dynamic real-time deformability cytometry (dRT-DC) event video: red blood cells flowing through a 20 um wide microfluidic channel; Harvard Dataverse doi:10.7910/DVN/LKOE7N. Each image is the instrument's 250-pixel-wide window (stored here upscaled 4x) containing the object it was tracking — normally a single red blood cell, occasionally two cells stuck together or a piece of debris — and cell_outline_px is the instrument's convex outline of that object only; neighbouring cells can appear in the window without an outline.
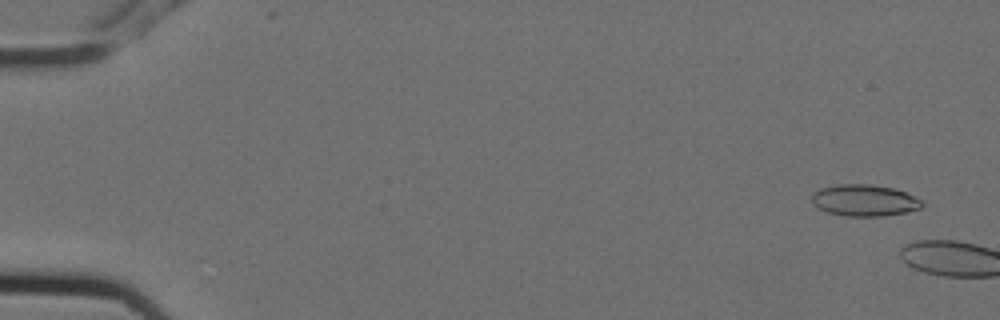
{"species": "Egyptian fruit bat (a non-hibernating species)", "species_latin": "Rousettus aegyptiacus", "temperature_condition": "cold", "stored_images_in_passage": 2, "camera_frame_rate_fps": 3000, "um_per_image_px": 0.085, "animal": {"sex": "female"}, "frame": {"image": 1, "passage_image": 1, "time_ms": 0.0, "image_size_px": [1000, 320], "cell_outline_px": [[924, 204], [920, 208], [908, 212], [884, 216], [844, 216], [828, 212], [812, 204], [812, 196], [820, 188], [840, 184], [868, 184], [892, 188], [904, 192], [924, 200]], "centroid_in_image_um": [73.51, 17.04], "position_along_channel_um": 11.5, "area_um2": 20.23}}